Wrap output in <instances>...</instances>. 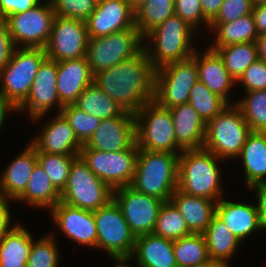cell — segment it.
Masks as SVG:
<instances>
[{
  "label": "cell",
  "instance_id": "cell-16",
  "mask_svg": "<svg viewBox=\"0 0 266 267\" xmlns=\"http://www.w3.org/2000/svg\"><path fill=\"white\" fill-rule=\"evenodd\" d=\"M57 61L46 57L38 68L31 90L18 111L28 110L34 120L41 119L54 104H58L59 113L63 108L56 87Z\"/></svg>",
  "mask_w": 266,
  "mask_h": 267
},
{
  "label": "cell",
  "instance_id": "cell-45",
  "mask_svg": "<svg viewBox=\"0 0 266 267\" xmlns=\"http://www.w3.org/2000/svg\"><path fill=\"white\" fill-rule=\"evenodd\" d=\"M175 14L194 29H198L201 21L210 26L203 16L200 0H175Z\"/></svg>",
  "mask_w": 266,
  "mask_h": 267
},
{
  "label": "cell",
  "instance_id": "cell-3",
  "mask_svg": "<svg viewBox=\"0 0 266 267\" xmlns=\"http://www.w3.org/2000/svg\"><path fill=\"white\" fill-rule=\"evenodd\" d=\"M218 160L220 158L204 148L183 150L178 158L177 189L218 202L223 188Z\"/></svg>",
  "mask_w": 266,
  "mask_h": 267
},
{
  "label": "cell",
  "instance_id": "cell-39",
  "mask_svg": "<svg viewBox=\"0 0 266 267\" xmlns=\"http://www.w3.org/2000/svg\"><path fill=\"white\" fill-rule=\"evenodd\" d=\"M247 96L235 103L252 132H266V89L246 91Z\"/></svg>",
  "mask_w": 266,
  "mask_h": 267
},
{
  "label": "cell",
  "instance_id": "cell-15",
  "mask_svg": "<svg viewBox=\"0 0 266 267\" xmlns=\"http://www.w3.org/2000/svg\"><path fill=\"white\" fill-rule=\"evenodd\" d=\"M89 36L86 21L55 16L45 46L49 59L57 62L86 56Z\"/></svg>",
  "mask_w": 266,
  "mask_h": 267
},
{
  "label": "cell",
  "instance_id": "cell-53",
  "mask_svg": "<svg viewBox=\"0 0 266 267\" xmlns=\"http://www.w3.org/2000/svg\"><path fill=\"white\" fill-rule=\"evenodd\" d=\"M11 111H18V108L10 101H7L5 98L0 97V129L5 122L6 116Z\"/></svg>",
  "mask_w": 266,
  "mask_h": 267
},
{
  "label": "cell",
  "instance_id": "cell-2",
  "mask_svg": "<svg viewBox=\"0 0 266 267\" xmlns=\"http://www.w3.org/2000/svg\"><path fill=\"white\" fill-rule=\"evenodd\" d=\"M179 155L139 149L130 186L140 193L170 201L178 187Z\"/></svg>",
  "mask_w": 266,
  "mask_h": 267
},
{
  "label": "cell",
  "instance_id": "cell-9",
  "mask_svg": "<svg viewBox=\"0 0 266 267\" xmlns=\"http://www.w3.org/2000/svg\"><path fill=\"white\" fill-rule=\"evenodd\" d=\"M144 38L136 27L99 38H89L86 60L93 75L137 55Z\"/></svg>",
  "mask_w": 266,
  "mask_h": 267
},
{
  "label": "cell",
  "instance_id": "cell-48",
  "mask_svg": "<svg viewBox=\"0 0 266 267\" xmlns=\"http://www.w3.org/2000/svg\"><path fill=\"white\" fill-rule=\"evenodd\" d=\"M40 2L41 0H0V19L28 11Z\"/></svg>",
  "mask_w": 266,
  "mask_h": 267
},
{
  "label": "cell",
  "instance_id": "cell-11",
  "mask_svg": "<svg viewBox=\"0 0 266 267\" xmlns=\"http://www.w3.org/2000/svg\"><path fill=\"white\" fill-rule=\"evenodd\" d=\"M138 152L135 142L129 149L120 152L81 148L79 155L93 173L114 190L131 185Z\"/></svg>",
  "mask_w": 266,
  "mask_h": 267
},
{
  "label": "cell",
  "instance_id": "cell-6",
  "mask_svg": "<svg viewBox=\"0 0 266 267\" xmlns=\"http://www.w3.org/2000/svg\"><path fill=\"white\" fill-rule=\"evenodd\" d=\"M136 144L139 149L181 153L174 132L173 117L168 108L152 100L135 114Z\"/></svg>",
  "mask_w": 266,
  "mask_h": 267
},
{
  "label": "cell",
  "instance_id": "cell-52",
  "mask_svg": "<svg viewBox=\"0 0 266 267\" xmlns=\"http://www.w3.org/2000/svg\"><path fill=\"white\" fill-rule=\"evenodd\" d=\"M224 0H200L204 18L210 23L218 14Z\"/></svg>",
  "mask_w": 266,
  "mask_h": 267
},
{
  "label": "cell",
  "instance_id": "cell-28",
  "mask_svg": "<svg viewBox=\"0 0 266 267\" xmlns=\"http://www.w3.org/2000/svg\"><path fill=\"white\" fill-rule=\"evenodd\" d=\"M242 159L247 188L266 182V132L248 135L238 158Z\"/></svg>",
  "mask_w": 266,
  "mask_h": 267
},
{
  "label": "cell",
  "instance_id": "cell-47",
  "mask_svg": "<svg viewBox=\"0 0 266 267\" xmlns=\"http://www.w3.org/2000/svg\"><path fill=\"white\" fill-rule=\"evenodd\" d=\"M14 48L6 20L0 19V71L8 64Z\"/></svg>",
  "mask_w": 266,
  "mask_h": 267
},
{
  "label": "cell",
  "instance_id": "cell-33",
  "mask_svg": "<svg viewBox=\"0 0 266 267\" xmlns=\"http://www.w3.org/2000/svg\"><path fill=\"white\" fill-rule=\"evenodd\" d=\"M80 110L100 120L121 116L125 111L94 82L86 87L74 104Z\"/></svg>",
  "mask_w": 266,
  "mask_h": 267
},
{
  "label": "cell",
  "instance_id": "cell-42",
  "mask_svg": "<svg viewBox=\"0 0 266 267\" xmlns=\"http://www.w3.org/2000/svg\"><path fill=\"white\" fill-rule=\"evenodd\" d=\"M56 247L51 235L33 240L26 267H57L60 255Z\"/></svg>",
  "mask_w": 266,
  "mask_h": 267
},
{
  "label": "cell",
  "instance_id": "cell-46",
  "mask_svg": "<svg viewBox=\"0 0 266 267\" xmlns=\"http://www.w3.org/2000/svg\"><path fill=\"white\" fill-rule=\"evenodd\" d=\"M246 91L266 89V62L258 59L238 79Z\"/></svg>",
  "mask_w": 266,
  "mask_h": 267
},
{
  "label": "cell",
  "instance_id": "cell-38",
  "mask_svg": "<svg viewBox=\"0 0 266 267\" xmlns=\"http://www.w3.org/2000/svg\"><path fill=\"white\" fill-rule=\"evenodd\" d=\"M188 103L199 113L205 123L212 120L228 105L222 97L213 93L199 80L190 90Z\"/></svg>",
  "mask_w": 266,
  "mask_h": 267
},
{
  "label": "cell",
  "instance_id": "cell-10",
  "mask_svg": "<svg viewBox=\"0 0 266 267\" xmlns=\"http://www.w3.org/2000/svg\"><path fill=\"white\" fill-rule=\"evenodd\" d=\"M198 80V68L193 56L166 64L155 70L154 101L168 109L186 104L190 90Z\"/></svg>",
  "mask_w": 266,
  "mask_h": 267
},
{
  "label": "cell",
  "instance_id": "cell-55",
  "mask_svg": "<svg viewBox=\"0 0 266 267\" xmlns=\"http://www.w3.org/2000/svg\"><path fill=\"white\" fill-rule=\"evenodd\" d=\"M197 267H230L227 262L209 258L207 261L199 264Z\"/></svg>",
  "mask_w": 266,
  "mask_h": 267
},
{
  "label": "cell",
  "instance_id": "cell-22",
  "mask_svg": "<svg viewBox=\"0 0 266 267\" xmlns=\"http://www.w3.org/2000/svg\"><path fill=\"white\" fill-rule=\"evenodd\" d=\"M37 163V152L29 143L4 170L0 177L2 199L16 201L25 191L31 173Z\"/></svg>",
  "mask_w": 266,
  "mask_h": 267
},
{
  "label": "cell",
  "instance_id": "cell-12",
  "mask_svg": "<svg viewBox=\"0 0 266 267\" xmlns=\"http://www.w3.org/2000/svg\"><path fill=\"white\" fill-rule=\"evenodd\" d=\"M97 227V247L112 257H130L136 237L131 232L121 209L112 199L94 211Z\"/></svg>",
  "mask_w": 266,
  "mask_h": 267
},
{
  "label": "cell",
  "instance_id": "cell-58",
  "mask_svg": "<svg viewBox=\"0 0 266 267\" xmlns=\"http://www.w3.org/2000/svg\"><path fill=\"white\" fill-rule=\"evenodd\" d=\"M254 5L266 4V0H252Z\"/></svg>",
  "mask_w": 266,
  "mask_h": 267
},
{
  "label": "cell",
  "instance_id": "cell-24",
  "mask_svg": "<svg viewBox=\"0 0 266 267\" xmlns=\"http://www.w3.org/2000/svg\"><path fill=\"white\" fill-rule=\"evenodd\" d=\"M216 215L240 242L262 229L256 205L226 201L222 197L216 204Z\"/></svg>",
  "mask_w": 266,
  "mask_h": 267
},
{
  "label": "cell",
  "instance_id": "cell-1",
  "mask_svg": "<svg viewBox=\"0 0 266 267\" xmlns=\"http://www.w3.org/2000/svg\"><path fill=\"white\" fill-rule=\"evenodd\" d=\"M93 82L126 112L135 114L154 100L155 69L144 48L134 57L96 73Z\"/></svg>",
  "mask_w": 266,
  "mask_h": 267
},
{
  "label": "cell",
  "instance_id": "cell-56",
  "mask_svg": "<svg viewBox=\"0 0 266 267\" xmlns=\"http://www.w3.org/2000/svg\"><path fill=\"white\" fill-rule=\"evenodd\" d=\"M112 259L117 262L115 267H131L128 266L127 261H130L131 257H112ZM139 267V266H138Z\"/></svg>",
  "mask_w": 266,
  "mask_h": 267
},
{
  "label": "cell",
  "instance_id": "cell-35",
  "mask_svg": "<svg viewBox=\"0 0 266 267\" xmlns=\"http://www.w3.org/2000/svg\"><path fill=\"white\" fill-rule=\"evenodd\" d=\"M175 14V0H148L135 11V26L144 38Z\"/></svg>",
  "mask_w": 266,
  "mask_h": 267
},
{
  "label": "cell",
  "instance_id": "cell-13",
  "mask_svg": "<svg viewBox=\"0 0 266 267\" xmlns=\"http://www.w3.org/2000/svg\"><path fill=\"white\" fill-rule=\"evenodd\" d=\"M56 14L50 0L41 2L23 13L11 14L5 18L13 44L18 48H45L50 38ZM23 44V45H22Z\"/></svg>",
  "mask_w": 266,
  "mask_h": 267
},
{
  "label": "cell",
  "instance_id": "cell-34",
  "mask_svg": "<svg viewBox=\"0 0 266 267\" xmlns=\"http://www.w3.org/2000/svg\"><path fill=\"white\" fill-rule=\"evenodd\" d=\"M215 51L222 58L225 68L236 82L245 70L259 59L255 42L218 47Z\"/></svg>",
  "mask_w": 266,
  "mask_h": 267
},
{
  "label": "cell",
  "instance_id": "cell-20",
  "mask_svg": "<svg viewBox=\"0 0 266 267\" xmlns=\"http://www.w3.org/2000/svg\"><path fill=\"white\" fill-rule=\"evenodd\" d=\"M41 135L35 137L30 144L36 152L49 154L79 155L82 144L76 138L73 128L62 113L43 127Z\"/></svg>",
  "mask_w": 266,
  "mask_h": 267
},
{
  "label": "cell",
  "instance_id": "cell-51",
  "mask_svg": "<svg viewBox=\"0 0 266 267\" xmlns=\"http://www.w3.org/2000/svg\"><path fill=\"white\" fill-rule=\"evenodd\" d=\"M252 16L258 35L266 34V4L254 5Z\"/></svg>",
  "mask_w": 266,
  "mask_h": 267
},
{
  "label": "cell",
  "instance_id": "cell-44",
  "mask_svg": "<svg viewBox=\"0 0 266 267\" xmlns=\"http://www.w3.org/2000/svg\"><path fill=\"white\" fill-rule=\"evenodd\" d=\"M254 4L252 0H224L217 16L210 24H224L251 14Z\"/></svg>",
  "mask_w": 266,
  "mask_h": 267
},
{
  "label": "cell",
  "instance_id": "cell-26",
  "mask_svg": "<svg viewBox=\"0 0 266 267\" xmlns=\"http://www.w3.org/2000/svg\"><path fill=\"white\" fill-rule=\"evenodd\" d=\"M130 257L135 258L139 267H177L173 240L153 233L136 237Z\"/></svg>",
  "mask_w": 266,
  "mask_h": 267
},
{
  "label": "cell",
  "instance_id": "cell-18",
  "mask_svg": "<svg viewBox=\"0 0 266 267\" xmlns=\"http://www.w3.org/2000/svg\"><path fill=\"white\" fill-rule=\"evenodd\" d=\"M135 142V115L125 111L121 116L101 120L82 148L120 152L129 149Z\"/></svg>",
  "mask_w": 266,
  "mask_h": 267
},
{
  "label": "cell",
  "instance_id": "cell-40",
  "mask_svg": "<svg viewBox=\"0 0 266 267\" xmlns=\"http://www.w3.org/2000/svg\"><path fill=\"white\" fill-rule=\"evenodd\" d=\"M79 155H62L37 152V162L48 175L52 184L61 193L65 188L71 164Z\"/></svg>",
  "mask_w": 266,
  "mask_h": 267
},
{
  "label": "cell",
  "instance_id": "cell-21",
  "mask_svg": "<svg viewBox=\"0 0 266 267\" xmlns=\"http://www.w3.org/2000/svg\"><path fill=\"white\" fill-rule=\"evenodd\" d=\"M93 78L86 57L57 62L56 87L60 103L75 104L83 90L93 83Z\"/></svg>",
  "mask_w": 266,
  "mask_h": 267
},
{
  "label": "cell",
  "instance_id": "cell-43",
  "mask_svg": "<svg viewBox=\"0 0 266 267\" xmlns=\"http://www.w3.org/2000/svg\"><path fill=\"white\" fill-rule=\"evenodd\" d=\"M59 17L86 21L95 10L98 0H50Z\"/></svg>",
  "mask_w": 266,
  "mask_h": 267
},
{
  "label": "cell",
  "instance_id": "cell-25",
  "mask_svg": "<svg viewBox=\"0 0 266 267\" xmlns=\"http://www.w3.org/2000/svg\"><path fill=\"white\" fill-rule=\"evenodd\" d=\"M199 81L204 83L213 93L222 97L228 104V92L235 86L236 80L228 73L219 54L208 48L203 55L195 50Z\"/></svg>",
  "mask_w": 266,
  "mask_h": 267
},
{
  "label": "cell",
  "instance_id": "cell-57",
  "mask_svg": "<svg viewBox=\"0 0 266 267\" xmlns=\"http://www.w3.org/2000/svg\"><path fill=\"white\" fill-rule=\"evenodd\" d=\"M134 11L141 7L148 0H127Z\"/></svg>",
  "mask_w": 266,
  "mask_h": 267
},
{
  "label": "cell",
  "instance_id": "cell-4",
  "mask_svg": "<svg viewBox=\"0 0 266 267\" xmlns=\"http://www.w3.org/2000/svg\"><path fill=\"white\" fill-rule=\"evenodd\" d=\"M178 15L168 17L163 23L151 30L145 37L154 43V49L144 45L148 58L154 69L166 64L182 61L193 56L195 49L191 45L194 40V31Z\"/></svg>",
  "mask_w": 266,
  "mask_h": 267
},
{
  "label": "cell",
  "instance_id": "cell-37",
  "mask_svg": "<svg viewBox=\"0 0 266 267\" xmlns=\"http://www.w3.org/2000/svg\"><path fill=\"white\" fill-rule=\"evenodd\" d=\"M154 235L171 240L180 239L192 234L185 219L171 201L164 202L158 212Z\"/></svg>",
  "mask_w": 266,
  "mask_h": 267
},
{
  "label": "cell",
  "instance_id": "cell-14",
  "mask_svg": "<svg viewBox=\"0 0 266 267\" xmlns=\"http://www.w3.org/2000/svg\"><path fill=\"white\" fill-rule=\"evenodd\" d=\"M113 200L135 237L153 233L163 200L140 193L131 186L115 188Z\"/></svg>",
  "mask_w": 266,
  "mask_h": 267
},
{
  "label": "cell",
  "instance_id": "cell-5",
  "mask_svg": "<svg viewBox=\"0 0 266 267\" xmlns=\"http://www.w3.org/2000/svg\"><path fill=\"white\" fill-rule=\"evenodd\" d=\"M250 133L241 109L236 104H228L206 123L203 148L221 160L238 158Z\"/></svg>",
  "mask_w": 266,
  "mask_h": 267
},
{
  "label": "cell",
  "instance_id": "cell-31",
  "mask_svg": "<svg viewBox=\"0 0 266 267\" xmlns=\"http://www.w3.org/2000/svg\"><path fill=\"white\" fill-rule=\"evenodd\" d=\"M209 258L228 262L241 243L215 214L203 233Z\"/></svg>",
  "mask_w": 266,
  "mask_h": 267
},
{
  "label": "cell",
  "instance_id": "cell-27",
  "mask_svg": "<svg viewBox=\"0 0 266 267\" xmlns=\"http://www.w3.org/2000/svg\"><path fill=\"white\" fill-rule=\"evenodd\" d=\"M170 201L176 206L189 231L193 234H203L216 214L217 202L197 196L184 194L176 189Z\"/></svg>",
  "mask_w": 266,
  "mask_h": 267
},
{
  "label": "cell",
  "instance_id": "cell-29",
  "mask_svg": "<svg viewBox=\"0 0 266 267\" xmlns=\"http://www.w3.org/2000/svg\"><path fill=\"white\" fill-rule=\"evenodd\" d=\"M61 193L55 188L46 172L37 162L24 193L16 200L33 207L50 208L60 202Z\"/></svg>",
  "mask_w": 266,
  "mask_h": 267
},
{
  "label": "cell",
  "instance_id": "cell-54",
  "mask_svg": "<svg viewBox=\"0 0 266 267\" xmlns=\"http://www.w3.org/2000/svg\"><path fill=\"white\" fill-rule=\"evenodd\" d=\"M258 58L266 62V34L258 35L256 41Z\"/></svg>",
  "mask_w": 266,
  "mask_h": 267
},
{
  "label": "cell",
  "instance_id": "cell-23",
  "mask_svg": "<svg viewBox=\"0 0 266 267\" xmlns=\"http://www.w3.org/2000/svg\"><path fill=\"white\" fill-rule=\"evenodd\" d=\"M169 110L177 145L182 150L203 148L206 123L199 113L189 103L173 106Z\"/></svg>",
  "mask_w": 266,
  "mask_h": 267
},
{
  "label": "cell",
  "instance_id": "cell-32",
  "mask_svg": "<svg viewBox=\"0 0 266 267\" xmlns=\"http://www.w3.org/2000/svg\"><path fill=\"white\" fill-rule=\"evenodd\" d=\"M209 28L215 30V44L210 45L211 50L218 47L239 44L245 42H255L258 33L252 14L238 18L237 20L224 24H210Z\"/></svg>",
  "mask_w": 266,
  "mask_h": 267
},
{
  "label": "cell",
  "instance_id": "cell-17",
  "mask_svg": "<svg viewBox=\"0 0 266 267\" xmlns=\"http://www.w3.org/2000/svg\"><path fill=\"white\" fill-rule=\"evenodd\" d=\"M89 38L104 37L135 26V11L127 0H98L86 20Z\"/></svg>",
  "mask_w": 266,
  "mask_h": 267
},
{
  "label": "cell",
  "instance_id": "cell-49",
  "mask_svg": "<svg viewBox=\"0 0 266 267\" xmlns=\"http://www.w3.org/2000/svg\"><path fill=\"white\" fill-rule=\"evenodd\" d=\"M256 190L258 204L257 209L260 216L262 230L266 229V182L258 183L249 188V190Z\"/></svg>",
  "mask_w": 266,
  "mask_h": 267
},
{
  "label": "cell",
  "instance_id": "cell-50",
  "mask_svg": "<svg viewBox=\"0 0 266 267\" xmlns=\"http://www.w3.org/2000/svg\"><path fill=\"white\" fill-rule=\"evenodd\" d=\"M9 200L1 199L0 200V243L3 241L4 236L10 232L17 224L11 227V214L9 208Z\"/></svg>",
  "mask_w": 266,
  "mask_h": 267
},
{
  "label": "cell",
  "instance_id": "cell-30",
  "mask_svg": "<svg viewBox=\"0 0 266 267\" xmlns=\"http://www.w3.org/2000/svg\"><path fill=\"white\" fill-rule=\"evenodd\" d=\"M32 242L30 232L18 223L0 243V267H26Z\"/></svg>",
  "mask_w": 266,
  "mask_h": 267
},
{
  "label": "cell",
  "instance_id": "cell-8",
  "mask_svg": "<svg viewBox=\"0 0 266 267\" xmlns=\"http://www.w3.org/2000/svg\"><path fill=\"white\" fill-rule=\"evenodd\" d=\"M112 199L113 189L93 173L80 155L77 156L71 164L60 201L94 212Z\"/></svg>",
  "mask_w": 266,
  "mask_h": 267
},
{
  "label": "cell",
  "instance_id": "cell-7",
  "mask_svg": "<svg viewBox=\"0 0 266 267\" xmlns=\"http://www.w3.org/2000/svg\"><path fill=\"white\" fill-rule=\"evenodd\" d=\"M20 49V50H19ZM14 48L8 64L0 71V97L17 108L26 100L39 66L47 57L44 48Z\"/></svg>",
  "mask_w": 266,
  "mask_h": 267
},
{
  "label": "cell",
  "instance_id": "cell-19",
  "mask_svg": "<svg viewBox=\"0 0 266 267\" xmlns=\"http://www.w3.org/2000/svg\"><path fill=\"white\" fill-rule=\"evenodd\" d=\"M51 214L57 227L69 239L97 249L98 233L94 212L60 201L51 209Z\"/></svg>",
  "mask_w": 266,
  "mask_h": 267
},
{
  "label": "cell",
  "instance_id": "cell-36",
  "mask_svg": "<svg viewBox=\"0 0 266 267\" xmlns=\"http://www.w3.org/2000/svg\"><path fill=\"white\" fill-rule=\"evenodd\" d=\"M173 250L177 267H197L209 259L203 234H190L173 240Z\"/></svg>",
  "mask_w": 266,
  "mask_h": 267
},
{
  "label": "cell",
  "instance_id": "cell-41",
  "mask_svg": "<svg viewBox=\"0 0 266 267\" xmlns=\"http://www.w3.org/2000/svg\"><path fill=\"white\" fill-rule=\"evenodd\" d=\"M61 113L68 120L76 138L82 145L88 141L101 122L99 118L80 110L74 104L63 106Z\"/></svg>",
  "mask_w": 266,
  "mask_h": 267
}]
</instances>
